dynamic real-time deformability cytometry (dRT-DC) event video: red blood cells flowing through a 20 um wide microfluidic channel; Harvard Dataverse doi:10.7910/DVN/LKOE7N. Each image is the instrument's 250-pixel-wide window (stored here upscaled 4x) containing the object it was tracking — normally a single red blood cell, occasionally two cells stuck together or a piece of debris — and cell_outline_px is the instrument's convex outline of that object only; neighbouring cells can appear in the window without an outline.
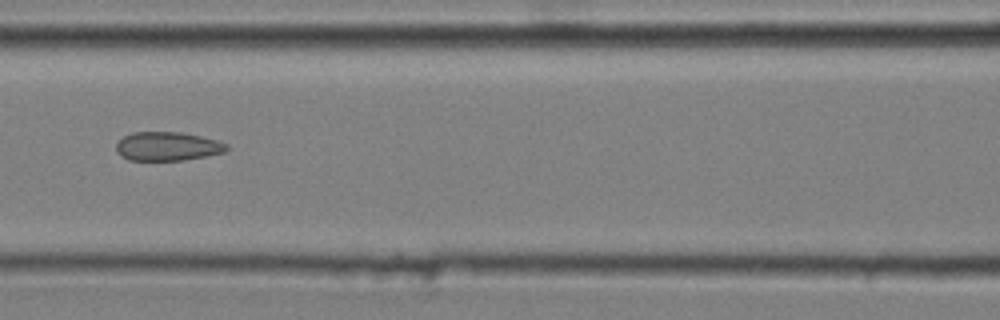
{"species": "common noctule bat (a hibernating species)", "species_latin": "Nyctalus noctula", "temperature_condition": "cold", "stored_images_in_passage": 9, "camera_frame_rate_fps": 3000, "um_per_image_px": 0.085, "animal": {"sex": "male", "body_mass_g": 20.4}, "frame": {"image": 1, "passage_image": 3, "time_ms": 0.667, "image_size_px": [1000, 320], "cell_outline_px": [[228, 148], [224, 152], [208, 156], [184, 160], [128, 160], [120, 156], [116, 152], [116, 144], [124, 136], [132, 132], [180, 132], [200, 136], [216, 140], [228, 144]], "centroid_in_image_um": [14.22, 12.44], "position_along_channel_um": 152.4, "area_um2": 18.61}}
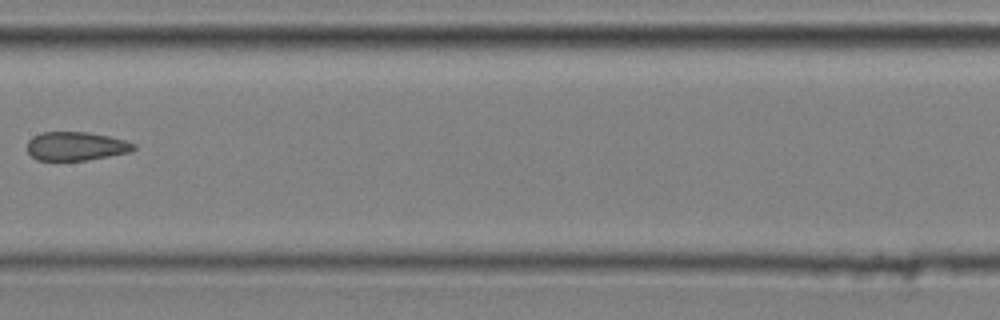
{"frame": {"image": 2, "passage_image": 4, "time_ms": 1.0, "image_size_px": [1000, 320], "cell_outline_px": [[136, 148], [132, 152], [88, 160], [36, 160], [28, 152], [28, 140], [32, 136], [40, 132], [88, 132], [108, 136], [124, 140], [136, 144]], "centroid_in_image_um": [6.47, 12.42], "position_along_channel_um": 200.9, "area_um2": 17.92}}